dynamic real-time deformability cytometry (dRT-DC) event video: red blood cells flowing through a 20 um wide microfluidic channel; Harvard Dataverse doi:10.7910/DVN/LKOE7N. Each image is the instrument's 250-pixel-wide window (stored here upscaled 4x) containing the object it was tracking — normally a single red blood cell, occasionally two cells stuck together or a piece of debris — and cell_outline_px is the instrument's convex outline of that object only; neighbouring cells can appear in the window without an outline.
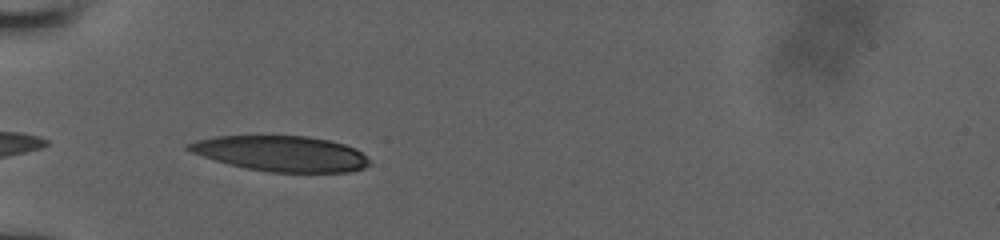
{"species": "human", "species_latin": "Homo sapiens", "temperature_condition": "room temperature", "stored_images_in_passage": 2, "camera_frame_rate_fps": 3000, "um_per_image_px": 0.085, "donor": {"sex": "male"}, "frame": {"image": 1, "passage_image": 1, "time_ms": 0.0, "image_size_px": [1000, 240], "cell_outline_px": [[368, 164], [364, 168], [348, 172], [272, 172], [248, 168], [216, 160], [192, 152], [184, 148], [184, 144], [196, 140], [216, 136], [308, 136], [328, 140], [344, 144], [356, 148], [368, 160]], "centroid_in_image_um": [23.88, 13.04], "position_along_channel_um": 61.1, "area_um2": 36.99}}